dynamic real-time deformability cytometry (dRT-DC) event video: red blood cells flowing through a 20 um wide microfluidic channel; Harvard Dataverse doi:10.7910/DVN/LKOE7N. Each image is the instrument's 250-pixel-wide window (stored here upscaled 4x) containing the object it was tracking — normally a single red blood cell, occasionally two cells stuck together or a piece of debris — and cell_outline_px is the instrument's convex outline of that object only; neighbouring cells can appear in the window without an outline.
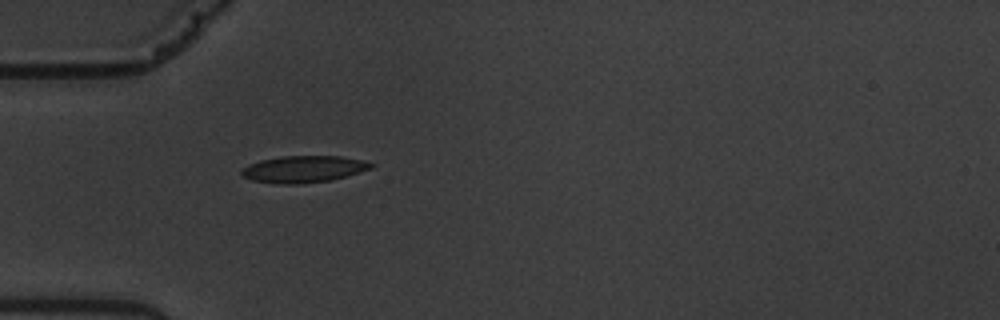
{"species": "common noctule bat (a hibernating species)", "species_latin": "Nyctalus noctula", "temperature_condition": "warm", "stored_images_in_passage": 1, "camera_frame_rate_fps": 3000, "um_per_image_px": 0.085, "animal": {"sex": "male", "body_mass_g": 19.5, "forearm_length_mm": 54.6}, "frame": {"image": 1, "passage_image": 1, "time_ms": 0.0, "image_size_px": [1000, 320], "cell_outline_px": [[376, 164], [372, 168], [344, 176], [328, 180], [296, 184], [276, 184], [252, 180], [244, 176], [240, 172], [248, 164], [260, 160], [280, 156], [340, 156], [360, 160]], "centroid_in_image_um": [25.76, 14.37], "position_along_channel_um": 59.2, "area_um2": 19.94}}